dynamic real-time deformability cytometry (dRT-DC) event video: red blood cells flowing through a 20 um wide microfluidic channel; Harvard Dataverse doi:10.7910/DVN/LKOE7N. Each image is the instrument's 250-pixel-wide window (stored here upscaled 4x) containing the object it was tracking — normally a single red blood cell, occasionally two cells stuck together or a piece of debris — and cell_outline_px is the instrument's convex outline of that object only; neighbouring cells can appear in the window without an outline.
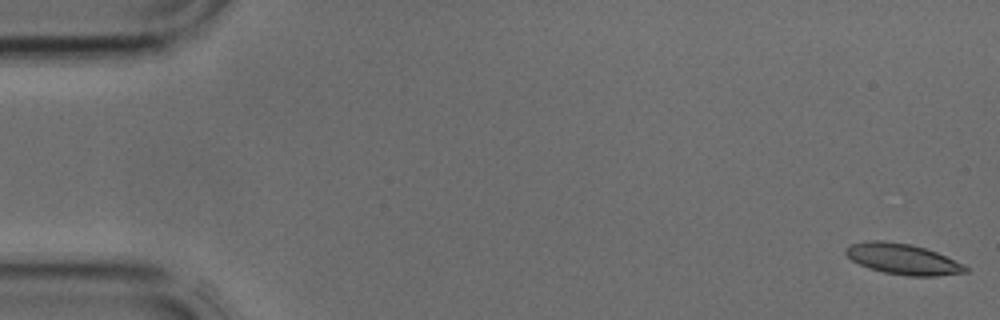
{"species": "common noctule bat (a hibernating species)", "species_latin": "Nyctalus noctula", "temperature_condition": "cold", "stored_images_in_passage": 4, "camera_frame_rate_fps": 3000, "um_per_image_px": 0.085, "animal": {"sex": "male", "body_mass_g": 17.9, "forearm_length_mm": 54.2}, "frame": {"image": 1, "passage_image": 1, "time_ms": 0.0, "image_size_px": [1000, 320], "cell_outline_px": [[968, 272], [936, 276], [908, 276], [884, 272], [868, 268], [852, 260], [844, 252], [844, 248], [852, 244], [868, 240], [884, 240], [912, 244], [936, 252], [964, 264], [968, 268]], "centroid_in_image_um": [76.73, 22.01], "position_along_channel_um": 8.3, "area_um2": 21.44}}
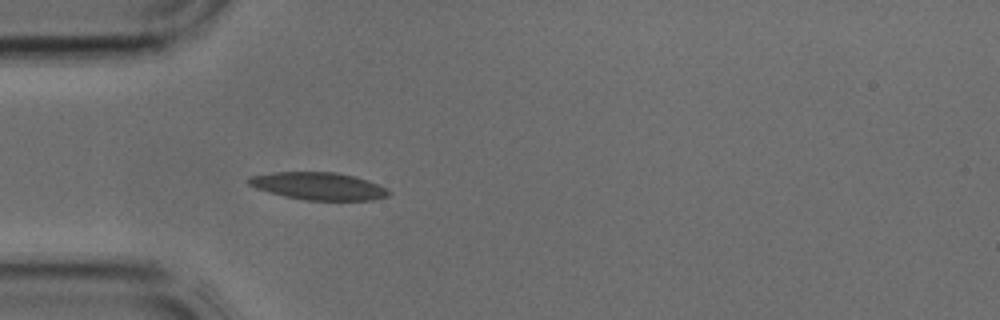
{"frame": {"image": 2, "passage_image": 4, "time_ms": 1.0, "image_size_px": [1000, 320], "cell_outline_px": [[392, 192], [388, 196], [372, 200], [304, 200], [284, 196], [268, 192], [256, 188], [248, 184], [248, 176], [272, 172], [336, 172], [368, 180], [388, 188]], "centroid_in_image_um": [27.08, 15.82], "position_along_channel_um": 57.9, "area_um2": 22.54}}